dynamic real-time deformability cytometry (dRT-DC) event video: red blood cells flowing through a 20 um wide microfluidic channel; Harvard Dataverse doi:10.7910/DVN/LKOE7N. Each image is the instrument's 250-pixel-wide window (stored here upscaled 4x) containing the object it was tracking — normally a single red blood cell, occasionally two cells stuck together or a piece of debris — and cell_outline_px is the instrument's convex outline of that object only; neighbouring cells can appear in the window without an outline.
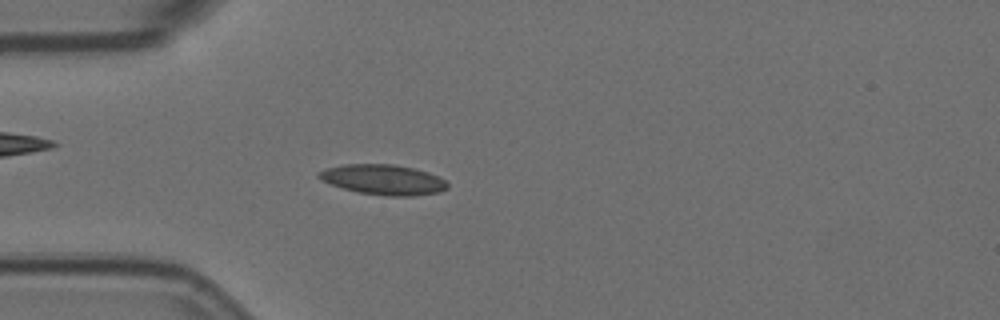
{"species": "Egyptian fruit bat (a non-hibernating species)", "species_latin": "Rousettus aegyptiacus", "temperature_condition": "room temperature", "stored_images_in_passage": 3, "camera_frame_rate_fps": 3000, "um_per_image_px": 0.085, "animal": {"sex": "female"}, "frame": {"image": 1, "passage_image": 3, "time_ms": 0.667, "image_size_px": [1000, 320], "cell_outline_px": [[448, 188], [440, 192], [412, 196], [388, 196], [356, 192], [320, 180], [316, 176], [316, 172], [324, 168], [340, 164], [392, 164], [412, 168], [428, 172], [440, 176], [448, 184]], "centroid_in_image_um": [32.54, 15.26], "position_along_channel_um": 52.5, "area_um2": 22.83}}